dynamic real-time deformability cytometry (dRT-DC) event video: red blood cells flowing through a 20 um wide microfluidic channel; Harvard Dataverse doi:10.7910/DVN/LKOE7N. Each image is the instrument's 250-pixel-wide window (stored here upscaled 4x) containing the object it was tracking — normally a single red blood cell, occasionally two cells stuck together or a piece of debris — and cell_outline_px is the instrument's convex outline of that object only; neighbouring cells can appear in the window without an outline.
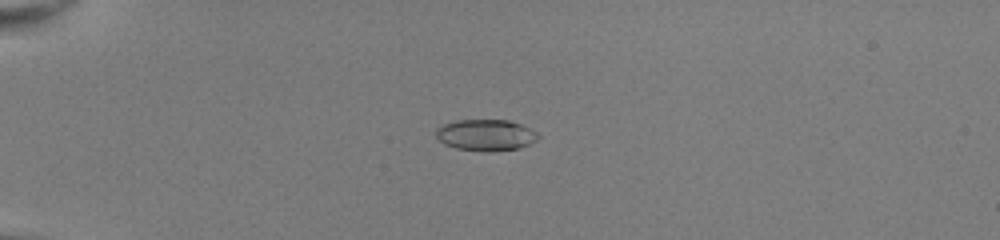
{"species": "common noctule bat (a hibernating species)", "species_latin": "Nyctalus noctula", "temperature_condition": "room temperature", "stored_images_in_passage": 8, "camera_frame_rate_fps": 3000, "um_per_image_px": 0.085, "animal": {"sex": "female", "body_mass_g": 22.0, "forearm_length_mm": 56.7}, "frame": {"image": 1, "passage_image": 2, "time_ms": 0.333, "image_size_px": [1000, 240], "cell_outline_px": [[540, 136], [536, 140], [520, 148], [492, 152], [484, 152], [456, 148], [444, 144], [436, 136], [436, 128], [444, 124], [456, 120], [508, 120], [520, 124], [536, 132]], "centroid_in_image_um": [41.28, 11.49], "position_along_channel_um": 43.7, "area_um2": 18.67}}
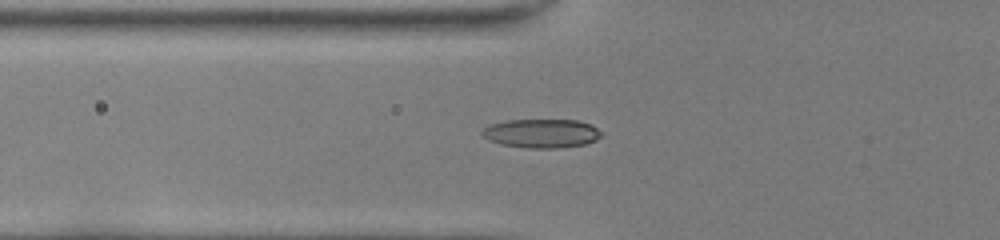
{"frame": {"image": 2, "passage_image": 8, "time_ms": 2.333, "image_size_px": [1000, 240], "cell_outline_px": [[604, 132], [596, 140], [584, 144], [560, 148], [524, 148], [500, 144], [488, 140], [480, 136], [480, 132], [484, 128], [492, 124], [504, 120], [576, 120], [592, 124]], "centroid_in_image_um": [46.02, 11.34], "position_along_channel_um": 79.8, "area_um2": 20.35}}